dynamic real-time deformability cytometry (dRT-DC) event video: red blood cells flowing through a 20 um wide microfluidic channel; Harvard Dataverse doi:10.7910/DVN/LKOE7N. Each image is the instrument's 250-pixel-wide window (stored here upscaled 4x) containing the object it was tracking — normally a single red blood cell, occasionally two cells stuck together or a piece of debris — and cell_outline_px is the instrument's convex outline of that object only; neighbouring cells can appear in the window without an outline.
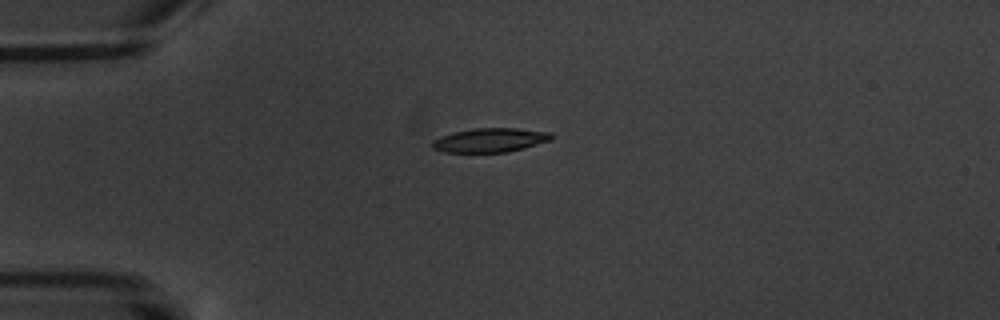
{"species": "common noctule bat (a hibernating species)", "species_latin": "Nyctalus noctula", "temperature_condition": "warm", "stored_images_in_passage": 5, "camera_frame_rate_fps": 3000, "um_per_image_px": 0.085, "animal": {"sex": "male", "body_mass_g": 20.1, "forearm_length_mm": 53.5}, "frame": {"image": 1, "passage_image": 3, "time_ms": 3.0, "image_size_px": [1000, 320], "cell_outline_px": [[552, 140], [524, 148], [508, 152], [444, 152], [432, 148], [432, 140], [440, 136], [452, 132], [476, 128], [516, 128], [552, 132]], "centroid_in_image_um": [41.66, 11.91], "position_along_channel_um": 43.3, "area_um2": 16.82}}